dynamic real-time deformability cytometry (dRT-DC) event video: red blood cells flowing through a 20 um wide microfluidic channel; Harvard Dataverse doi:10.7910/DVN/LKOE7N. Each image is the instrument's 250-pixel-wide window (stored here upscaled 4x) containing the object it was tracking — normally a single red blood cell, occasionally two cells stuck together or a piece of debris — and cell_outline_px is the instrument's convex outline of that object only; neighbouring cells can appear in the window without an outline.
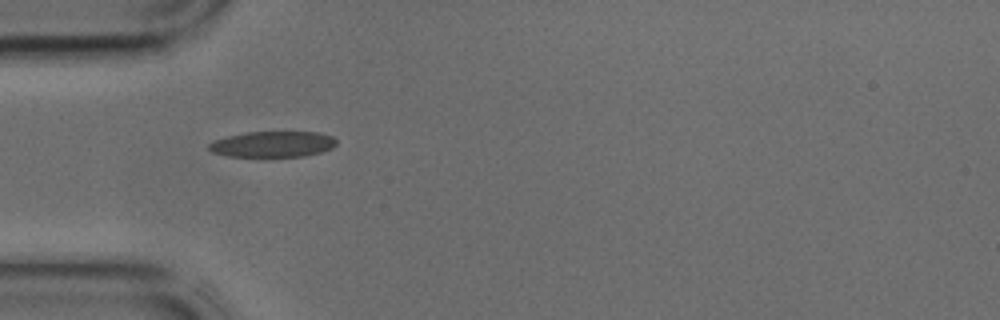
{"species": "common noctule bat (a hibernating species)", "species_latin": "Nyctalus noctula", "temperature_condition": "cold", "stored_images_in_passage": 23, "camera_frame_rate_fps": 3000, "um_per_image_px": 0.085, "animal": {"sex": "male", "body_mass_g": 17.9, "forearm_length_mm": 54.2}, "frame": {"image": 1, "passage_image": 1, "time_ms": 0.0, "image_size_px": [1000, 320], "cell_outline_px": [[336, 144], [332, 148], [320, 152], [304, 156], [268, 160], [264, 160], [228, 156], [212, 152], [208, 148], [208, 144], [212, 140], [244, 132], [316, 132], [332, 136], [336, 140]], "centroid_in_image_um": [23.12, 12.31], "position_along_channel_um": 61.9, "area_um2": 20.29}}
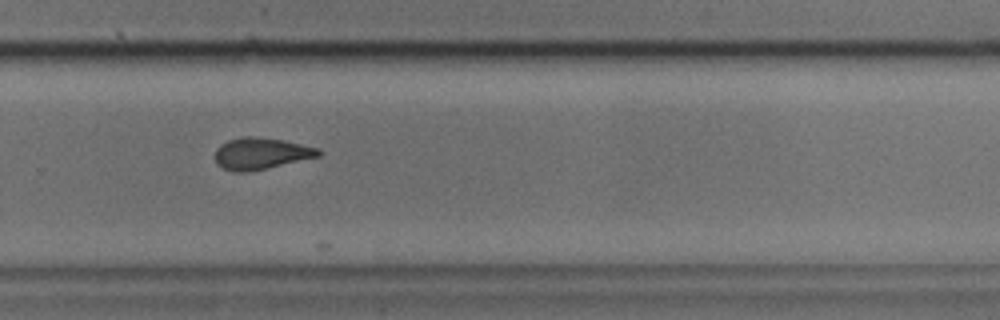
{"frame": {"image": 2, "passage_image": 17, "time_ms": 5.333, "image_size_px": [1000, 320], "cell_outline_px": [[320, 156], [268, 168], [248, 172], [232, 172], [216, 164], [216, 148], [220, 144], [228, 140], [244, 136], [256, 136], [280, 140], [320, 148]], "centroid_in_image_um": [22.16, 13.05], "position_along_channel_um": 307.6, "area_um2": 19.02}}
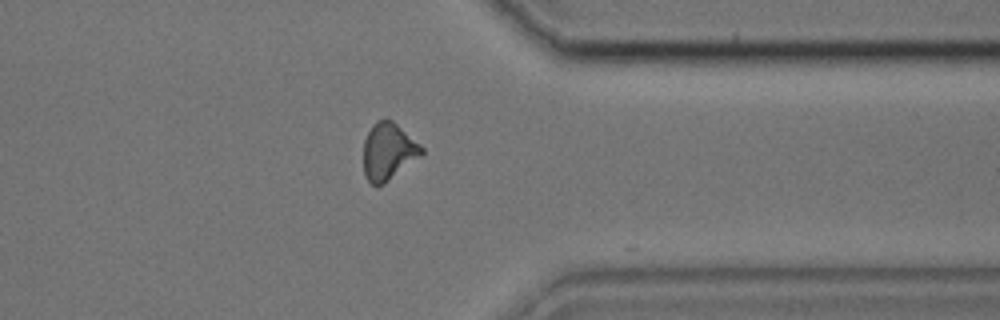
{"frame": {"image": 3, "passage_image": 22, "time_ms": 7.0, "image_size_px": [1000, 320], "cell_outline_px": [[424, 152], [420, 156], [384, 184], [372, 184], [364, 176], [364, 140], [372, 124], [376, 120], [392, 120], [420, 144], [424, 148]], "centroid_in_image_um": [33.0, 12.87], "position_along_channel_um": 378.4, "area_um2": 19.07}}